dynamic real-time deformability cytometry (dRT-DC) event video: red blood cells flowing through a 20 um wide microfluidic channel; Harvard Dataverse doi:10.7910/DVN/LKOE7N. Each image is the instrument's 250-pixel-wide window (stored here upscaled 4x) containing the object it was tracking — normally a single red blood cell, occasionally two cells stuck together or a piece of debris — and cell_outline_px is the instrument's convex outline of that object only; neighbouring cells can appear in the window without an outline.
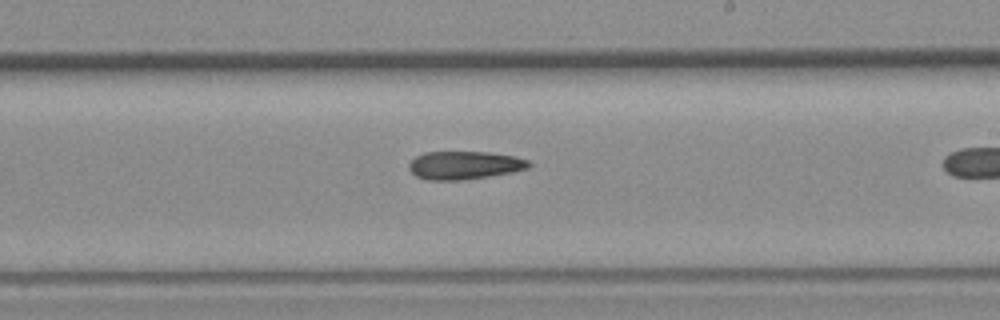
{"species": "common noctule bat (a hibernating species)", "species_latin": "Nyctalus noctula", "temperature_condition": "room temperature", "stored_images_in_passage": 15, "camera_frame_rate_fps": 3000, "um_per_image_px": 0.085, "animal": {"sex": "female", "body_mass_g": 19.3, "forearm_length_mm": 54.1}, "frame": {"image": 1, "passage_image": 11, "time_ms": 3.333, "image_size_px": [1000, 320], "cell_outline_px": [[532, 164], [528, 168], [512, 172], [464, 180], [428, 180], [416, 176], [408, 168], [408, 164], [416, 156], [424, 152], [488, 152], [516, 156], [528, 160]], "centroid_in_image_um": [39.48, 14.04], "position_along_channel_um": 249.5, "area_um2": 19.71}}
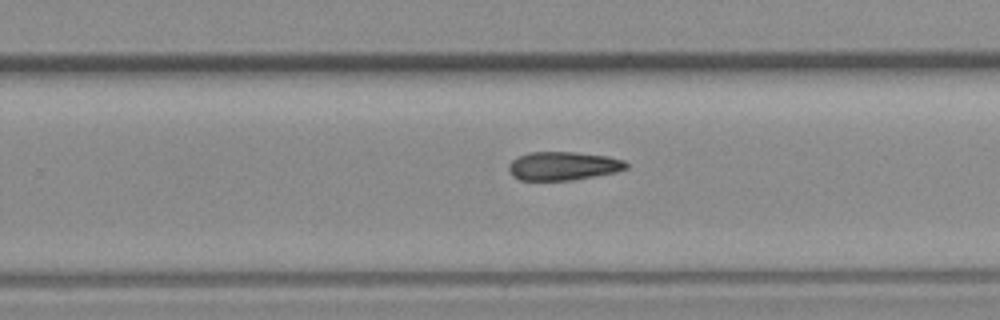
{"frame": {"image": 2, "passage_image": 13, "time_ms": 4.0, "image_size_px": [1000, 320], "cell_outline_px": [[628, 168], [616, 172], [572, 180], [520, 180], [512, 176], [508, 168], [508, 164], [516, 156], [528, 152], [576, 152], [608, 156], [624, 160], [628, 164]], "centroid_in_image_um": [47.85, 14.1], "position_along_channel_um": 281.9, "area_um2": 19.71}}